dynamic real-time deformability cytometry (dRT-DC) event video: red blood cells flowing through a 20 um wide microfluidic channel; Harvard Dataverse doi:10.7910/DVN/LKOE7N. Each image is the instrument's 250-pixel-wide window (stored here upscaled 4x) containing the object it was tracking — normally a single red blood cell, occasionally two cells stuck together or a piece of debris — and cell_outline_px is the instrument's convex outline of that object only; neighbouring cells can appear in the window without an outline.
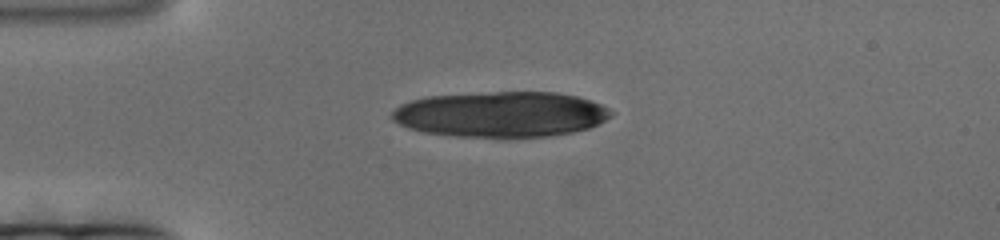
{"species": "human", "species_latin": "Homo sapiens", "temperature_condition": "cold", "stored_images_in_passage": 20, "camera_frame_rate_fps": 3000, "um_per_image_px": 0.085, "donor": {"sex": "female"}, "frame": {"image": 1, "passage_image": 1, "time_ms": 0.0, "image_size_px": [1000, 240], "cell_outline_px": [[616, 112], [612, 116], [588, 128], [572, 132], [548, 136], [504, 140], [456, 136], [424, 132], [408, 128], [392, 120], [392, 112], [400, 104], [412, 100], [428, 96], [496, 92], [556, 92], [576, 96], [600, 104]], "centroid_in_image_um": [42.58, 9.75], "position_along_channel_um": 42.4, "area_um2": 58.9}}